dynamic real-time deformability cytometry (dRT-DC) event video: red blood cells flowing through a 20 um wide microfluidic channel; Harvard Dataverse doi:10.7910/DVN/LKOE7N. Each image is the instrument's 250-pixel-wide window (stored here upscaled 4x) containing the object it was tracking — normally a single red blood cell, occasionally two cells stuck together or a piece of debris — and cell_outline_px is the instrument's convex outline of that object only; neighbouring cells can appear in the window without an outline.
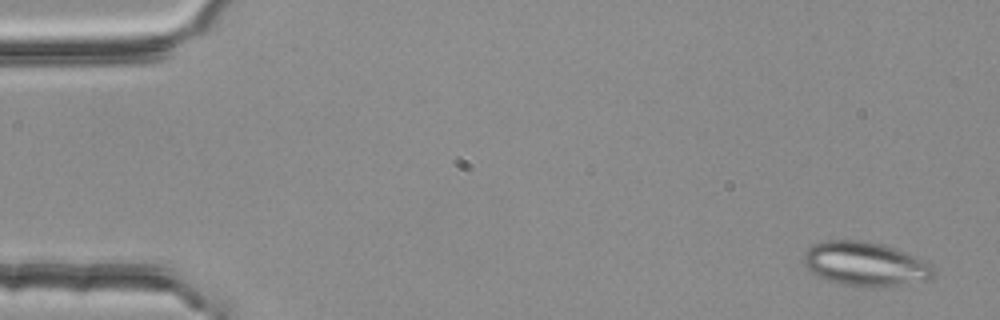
{"species": "common noctule bat (a hibernating species)", "species_latin": "Nyctalus noctula", "temperature_condition": "room temperature", "stored_images_in_passage": 3, "camera_frame_rate_fps": 3000, "um_per_image_px": 0.085, "animal": {"sex": "female", "body_mass_g": 25.1}, "frame": {"image": 1, "passage_image": 1, "time_ms": 0.0, "image_size_px": [1000, 320], "cell_outline_px": [[936, 272], [928, 280], [884, 288], [844, 284], [828, 280], [812, 272], [804, 264], [804, 252], [812, 244], [828, 240], [864, 240], [884, 244], [916, 256], [932, 264], [936, 268]], "centroid_in_image_um": [73.61, 22.43], "position_along_channel_um": 11.4, "area_um2": 33.64}}